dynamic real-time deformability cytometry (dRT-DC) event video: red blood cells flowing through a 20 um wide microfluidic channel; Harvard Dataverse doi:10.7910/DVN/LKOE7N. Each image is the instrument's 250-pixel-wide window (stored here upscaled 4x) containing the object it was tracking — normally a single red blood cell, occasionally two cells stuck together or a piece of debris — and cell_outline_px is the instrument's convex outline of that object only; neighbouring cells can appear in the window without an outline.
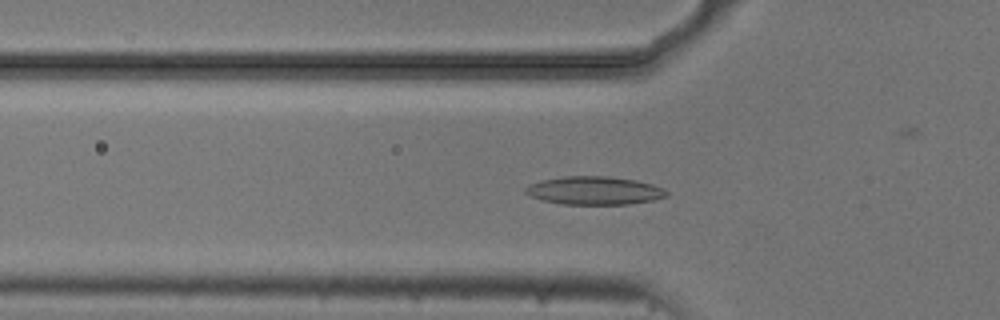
{"species": "common noctule bat (a hibernating species)", "species_latin": "Nyctalus noctula", "temperature_condition": "cold", "stored_images_in_passage": 48, "camera_frame_rate_fps": 3000, "um_per_image_px": 0.085, "animal": {"sex": "male", "body_mass_g": 20.5, "forearm_length_mm": 52.5}, "frame": {"image": 1, "passage_image": 17, "time_ms": 5.333, "image_size_px": [1000, 320], "cell_outline_px": [[668, 196], [652, 200], [628, 204], [564, 204], [544, 200], [532, 196], [524, 192], [524, 188], [528, 184], [540, 180], [564, 176], [608, 176], [636, 180], [652, 184], [668, 192]], "centroid_in_image_um": [50.49, 16.19], "position_along_channel_um": 75.3, "area_um2": 23.06}}
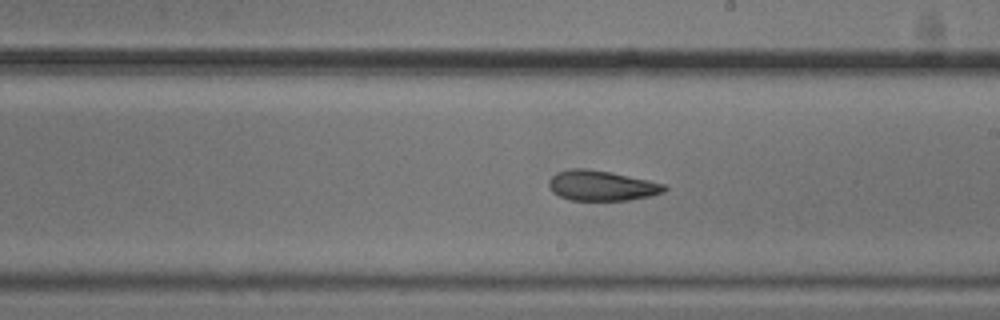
{"frame": {"image": 2, "passage_image": 30, "time_ms": 9.667, "image_size_px": [1000, 320], "cell_outline_px": [[668, 188], [664, 192], [648, 196], [628, 200], [568, 200], [552, 192], [548, 184], [548, 180], [556, 172], [568, 168], [584, 168], [612, 172], [648, 180], [664, 184]], "centroid_in_image_um": [51.09, 15.77], "position_along_channel_um": 237.9, "area_um2": 20.4}}
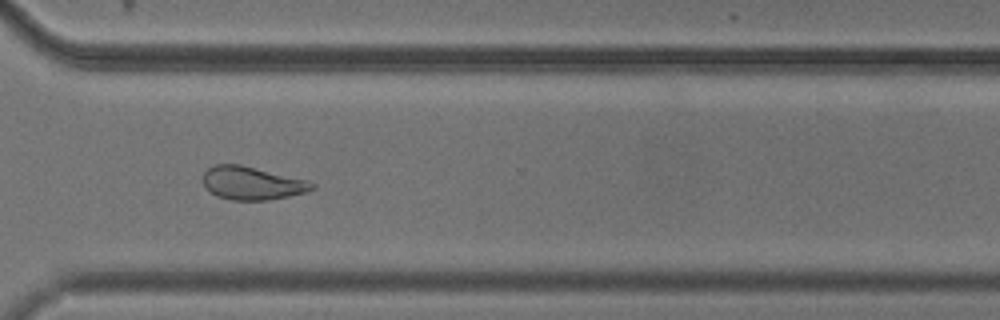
{"frame": {"image": 3, "passage_image": 39, "time_ms": 12.667, "image_size_px": [1000, 320], "cell_outline_px": [[316, 188], [304, 192], [288, 196], [268, 200], [232, 200], [216, 196], [204, 184], [204, 172], [208, 168], [216, 164], [240, 164], [308, 180], [316, 184]], "centroid_in_image_um": [21.45, 15.56], "position_along_channel_um": 349.2, "area_um2": 20.92}}